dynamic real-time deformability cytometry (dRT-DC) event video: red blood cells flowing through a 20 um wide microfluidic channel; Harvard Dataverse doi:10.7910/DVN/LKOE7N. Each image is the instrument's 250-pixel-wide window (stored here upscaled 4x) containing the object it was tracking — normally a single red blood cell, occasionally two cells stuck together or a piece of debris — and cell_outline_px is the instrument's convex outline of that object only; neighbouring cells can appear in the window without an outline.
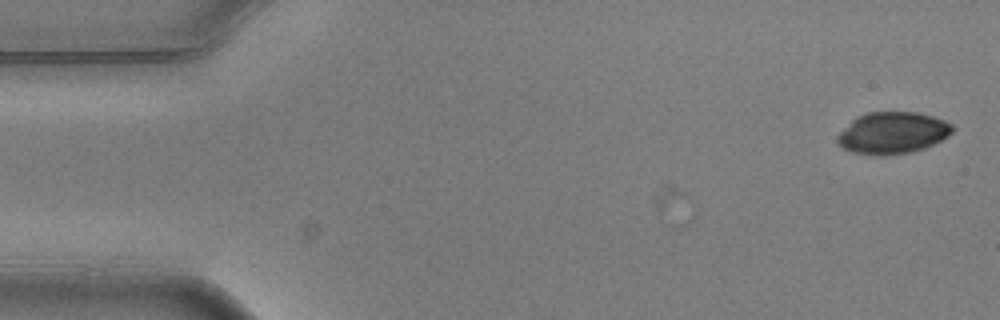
{"species": "common noctule bat (a hibernating species)", "species_latin": "Nyctalus noctula", "temperature_condition": "warm", "stored_images_in_passage": 5, "camera_frame_rate_fps": 3000, "um_per_image_px": 0.085, "animal": {"sex": "male", "body_mass_g": 20.5, "forearm_length_mm": 52.5}, "frame": {"image": 1, "passage_image": 1, "time_ms": 0.0, "image_size_px": [1000, 320], "cell_outline_px": [[956, 128], [948, 136], [924, 148], [912, 152], [884, 156], [852, 152], [836, 144], [836, 136], [852, 120], [868, 112], [916, 112], [932, 116], [944, 120], [952, 124]], "centroid_in_image_um": [75.87, 11.3], "position_along_channel_um": 9.1, "area_um2": 27.98}}